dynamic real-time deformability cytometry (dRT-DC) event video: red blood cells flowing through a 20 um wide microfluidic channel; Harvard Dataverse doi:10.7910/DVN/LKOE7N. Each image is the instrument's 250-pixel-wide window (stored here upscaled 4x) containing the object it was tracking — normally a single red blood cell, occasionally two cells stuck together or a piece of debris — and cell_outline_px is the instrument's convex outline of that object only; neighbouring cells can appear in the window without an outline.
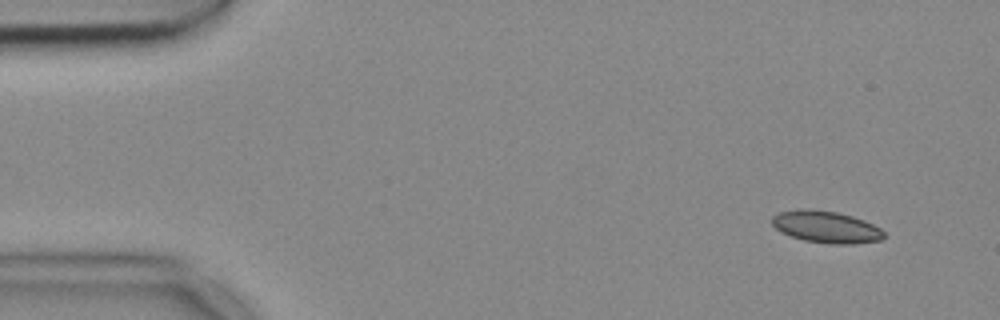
{"species": "common noctule bat (a hibernating species)", "species_latin": "Nyctalus noctula", "temperature_condition": "cold", "stored_images_in_passage": 51, "camera_frame_rate_fps": 3000, "um_per_image_px": 0.085, "animal": {"sex": "female", "body_mass_g": 18.4}, "frame": {"image": 1, "passage_image": 1, "time_ms": 0.0, "image_size_px": [1000, 320], "cell_outline_px": [[884, 236], [880, 240], [856, 244], [828, 244], [804, 240], [780, 232], [772, 224], [772, 216], [780, 212], [800, 208], [808, 208], [836, 212], [852, 216], [864, 220], [880, 228], [884, 232]], "centroid_in_image_um": [70.21, 19.29], "position_along_channel_um": 14.8, "area_um2": 20.87}}
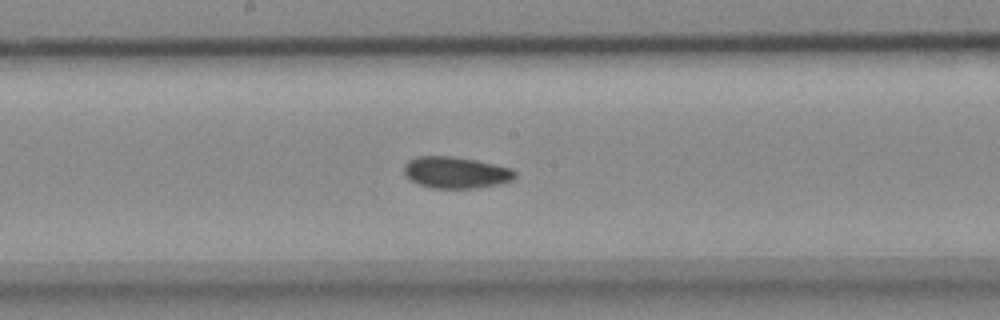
{"frame": {"image": 2, "passage_image": 25, "time_ms": 8.0, "image_size_px": [1000, 320], "cell_outline_px": [[516, 176], [512, 180], [496, 184], [476, 188], [432, 188], [420, 184], [412, 180], [404, 172], [404, 164], [408, 160], [416, 156], [452, 156], [476, 160], [512, 168], [516, 172]], "centroid_in_image_um": [38.75, 14.65], "position_along_channel_um": 209.5, "area_um2": 20.29}}
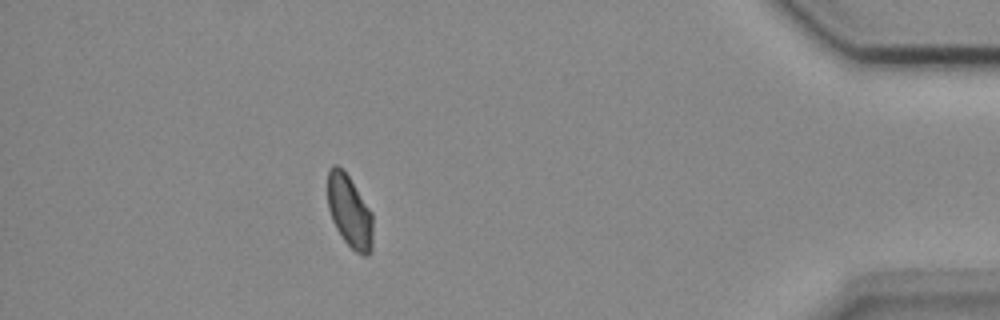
{"frame": {"image": 3, "passage_image": 45, "time_ms": 14.667, "image_size_px": [1000, 320], "cell_outline_px": [[372, 248], [368, 256], [364, 256], [356, 252], [344, 240], [336, 228], [332, 220], [328, 208], [328, 168], [332, 164], [336, 164], [348, 176], [372, 212]], "centroid_in_image_um": [29.7, 17.98], "position_along_channel_um": 405.5, "area_um2": 18.96}, "authors_computed_cell_mechanics": {"area_um2": 20.3456, "velocity_mm_per_s": 3.691, "shape_relaxation_time_tau1_ms": 4.2479, "shape_relaxation_time_tau2_ms": 2.6226, "deformation_change_tau1": 0.0769, "deformation_change_tau2": 0.0611}}